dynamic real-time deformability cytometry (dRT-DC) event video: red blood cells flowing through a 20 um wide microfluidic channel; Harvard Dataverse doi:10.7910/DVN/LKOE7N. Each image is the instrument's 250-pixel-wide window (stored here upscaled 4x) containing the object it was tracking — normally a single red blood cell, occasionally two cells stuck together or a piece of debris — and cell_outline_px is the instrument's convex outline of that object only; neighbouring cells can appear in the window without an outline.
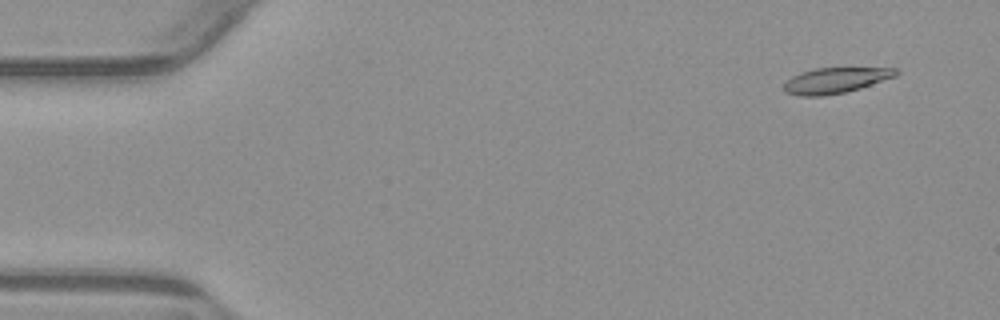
{"species": "common noctule bat (a hibernating species)", "species_latin": "Nyctalus noctula", "temperature_condition": "warm", "stored_images_in_passage": 55, "camera_frame_rate_fps": 3000, "um_per_image_px": 0.085, "animal": {"sex": "male", "body_mass_g": 23.1, "forearm_length_mm": 52.7}, "frame": {"image": 1, "passage_image": 4, "time_ms": 1.0, "image_size_px": [1000, 320], "cell_outline_px": [[900, 72], [896, 76], [848, 92], [824, 96], [800, 96], [784, 92], [784, 84], [792, 76], [800, 72], [816, 68], [896, 68]], "centroid_in_image_um": [71.01, 6.84], "position_along_channel_um": 14.0, "area_um2": 16.76}}
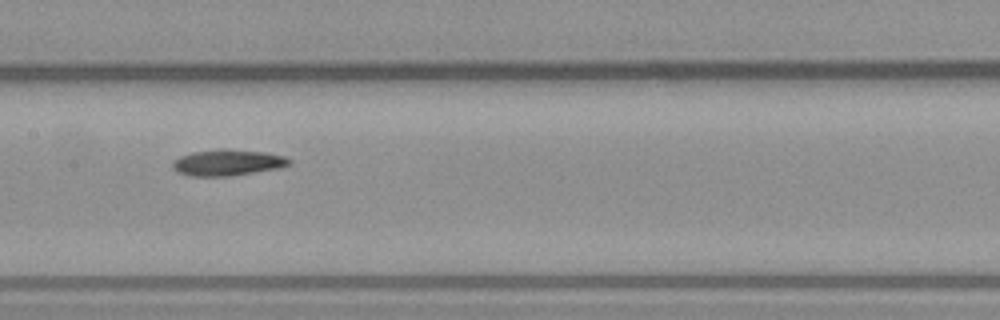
{"frame": {"image": 2, "passage_image": 27, "time_ms": 8.667, "image_size_px": [1000, 320], "cell_outline_px": [[292, 164], [280, 168], [228, 176], [188, 176], [176, 172], [172, 168], [172, 160], [180, 156], [192, 152], [220, 148], [228, 148], [264, 152], [284, 156], [292, 160]], "centroid_in_image_um": [19.32, 13.81], "position_along_channel_um": 188.1, "area_um2": 18.09}}
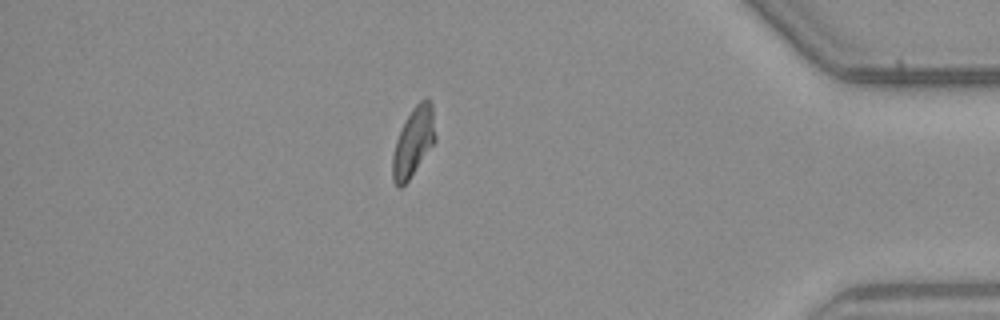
{"frame": {"image": 3, "passage_image": 47, "time_ms": 15.333, "image_size_px": [1000, 320], "cell_outline_px": [[436, 140], [408, 180], [400, 188], [396, 188], [392, 180], [392, 156], [396, 140], [404, 120], [412, 108], [420, 100], [428, 96], [432, 104], [436, 136]], "centroid_in_image_um": [35.13, 12.04], "position_along_channel_um": 400.1, "area_um2": 17.34}}